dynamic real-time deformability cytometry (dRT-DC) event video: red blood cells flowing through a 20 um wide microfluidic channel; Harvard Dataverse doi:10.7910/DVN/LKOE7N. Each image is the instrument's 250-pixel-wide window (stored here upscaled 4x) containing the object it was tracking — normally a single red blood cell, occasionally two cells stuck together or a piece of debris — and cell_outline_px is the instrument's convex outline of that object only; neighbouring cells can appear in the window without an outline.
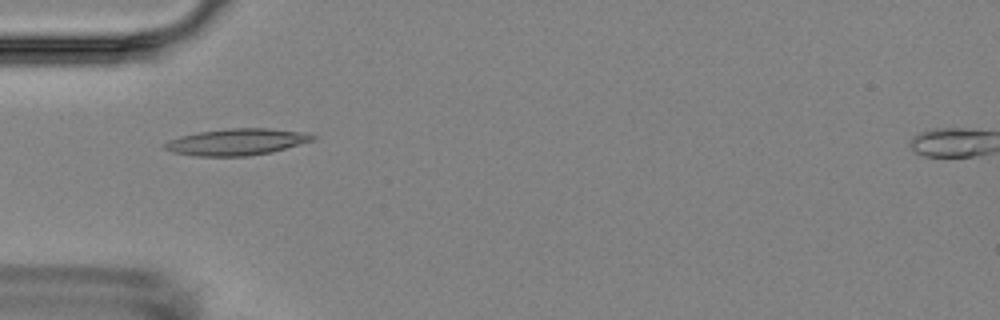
{"species": "Egyptian fruit bat (a non-hibernating species)", "species_latin": "Rousettus aegyptiacus", "temperature_condition": "room temperature", "stored_images_in_passage": 6, "camera_frame_rate_fps": 3000, "um_per_image_px": 0.085, "animal": {"sex": "female"}, "frame": {"image": 1, "passage_image": 5, "time_ms": 4.667, "image_size_px": [1000, 320], "cell_outline_px": [[316, 136], [312, 140], [272, 152], [248, 156], [200, 156], [172, 152], [164, 148], [164, 144], [168, 140], [180, 136], [200, 132], [232, 128], [268, 128], [308, 132]], "centroid_in_image_um": [20.13, 12.06], "position_along_channel_um": 64.9, "area_um2": 22.72}}
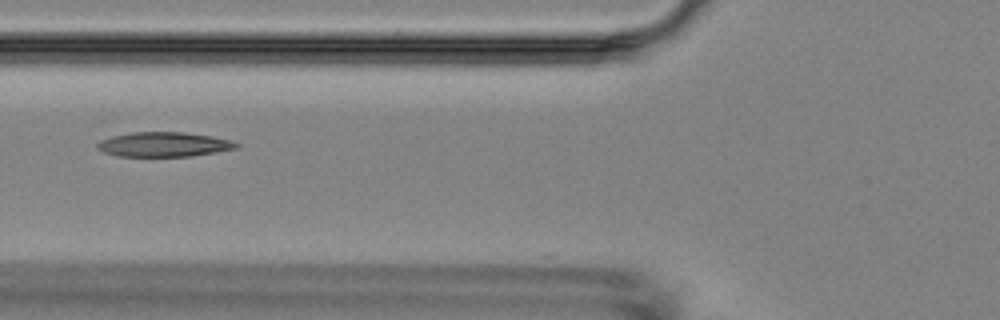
{"frame": {"image": 2, "passage_image": 6, "time_ms": 6.0, "image_size_px": [1000, 320], "cell_outline_px": [[240, 148], [192, 156], [116, 156], [104, 152], [96, 148], [96, 144], [100, 140], [112, 136], [132, 132], [184, 132], [212, 136], [232, 140], [240, 144]], "centroid_in_image_um": [13.95, 12.27], "position_along_channel_um": 111.8, "area_um2": 20.11}}